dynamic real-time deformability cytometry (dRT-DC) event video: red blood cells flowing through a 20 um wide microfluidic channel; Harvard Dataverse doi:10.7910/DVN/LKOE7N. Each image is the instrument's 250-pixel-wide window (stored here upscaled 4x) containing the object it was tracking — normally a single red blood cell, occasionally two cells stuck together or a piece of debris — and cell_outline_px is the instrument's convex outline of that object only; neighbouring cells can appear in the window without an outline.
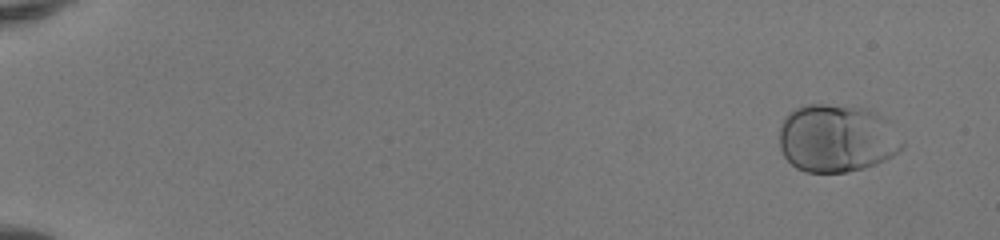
{"species": "human", "species_latin": "Homo sapiens", "temperature_condition": "room temperature", "stored_images_in_passage": 52, "camera_frame_rate_fps": 3000, "um_per_image_px": 0.085, "donor": {"sex": "female"}, "frame": {"image": 1, "passage_image": 4, "time_ms": 1.0, "image_size_px": [1000, 240], "cell_outline_px": [[904, 148], [892, 156], [876, 164], [864, 168], [844, 172], [804, 172], [796, 168], [784, 156], [780, 148], [780, 124], [784, 116], [788, 112], [796, 108], [808, 104], [824, 104], [868, 108], [876, 112], [888, 120], [904, 144]], "centroid_in_image_um": [71.12, 11.75], "position_along_channel_um": 13.9, "area_um2": 48.9}}
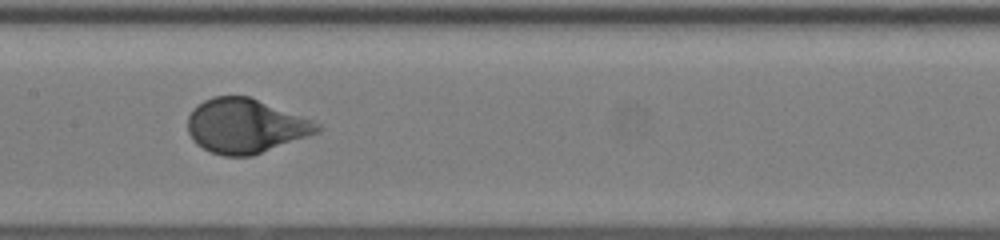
{"frame": {"image": 2, "passage_image": 29, "time_ms": 9.333, "image_size_px": [1000, 240], "cell_outline_px": [[320, 132], [252, 156], [224, 156], [212, 152], [196, 144], [192, 140], [188, 132], [188, 116], [192, 108], [204, 100], [212, 96], [248, 96], [312, 120], [320, 124]], "centroid_in_image_um": [20.84, 10.71], "position_along_channel_um": 186.6, "area_um2": 40.92}}
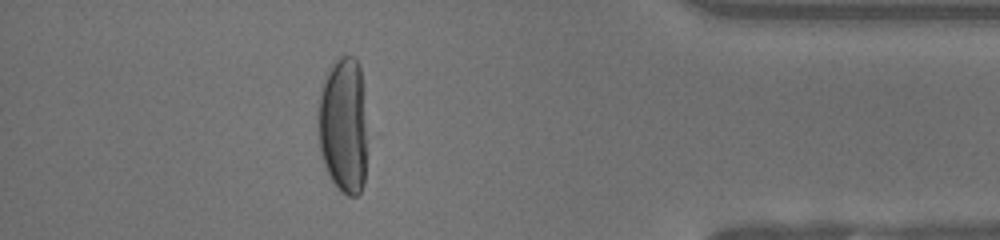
{"frame": {"image": 3, "passage_image": 47, "time_ms": 15.333, "image_size_px": [1000, 240], "cell_outline_px": [[364, 184], [360, 192], [356, 196], [348, 196], [340, 192], [332, 180], [320, 156], [316, 116], [316, 112], [320, 96], [332, 60], [344, 56], [352, 56], [360, 64], [364, 124]], "centroid_in_image_um": [29.13, 10.68], "position_along_channel_um": 406.1, "area_um2": 38.61}, "authors_computed_cell_mechanics": {"area_um2": 42.2518, "velocity_mm_per_s": 4.1205, "shape_relaxation_time_tau1_ms": 2.6472, "shape_relaxation_time_tau2_ms": null, "deformation_change_tau1": 0.1843, "deformation_change_tau2": null}}